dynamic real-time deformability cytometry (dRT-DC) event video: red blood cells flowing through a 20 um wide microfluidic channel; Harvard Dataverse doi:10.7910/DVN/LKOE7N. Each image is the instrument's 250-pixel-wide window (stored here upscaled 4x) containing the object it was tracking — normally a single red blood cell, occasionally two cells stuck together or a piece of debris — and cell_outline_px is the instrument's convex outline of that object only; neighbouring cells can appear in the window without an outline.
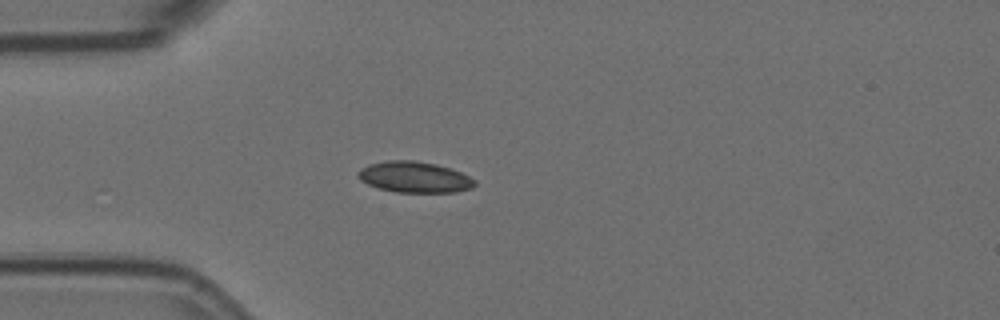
{"species": "Egyptian fruit bat (a non-hibernating species)", "species_latin": "Rousettus aegyptiacus", "temperature_condition": "room temperature", "stored_images_in_passage": 1, "camera_frame_rate_fps": 3000, "um_per_image_px": 0.085, "animal": {"sex": "female"}, "frame": {"image": 1, "passage_image": 1, "time_ms": 0.0, "image_size_px": [1000, 320], "cell_outline_px": [[476, 184], [472, 188], [456, 192], [396, 192], [380, 188], [368, 184], [360, 180], [356, 176], [356, 172], [360, 168], [368, 164], [388, 160], [412, 160], [436, 164], [460, 172], [476, 180]], "centroid_in_image_um": [35.2, 15.05], "position_along_channel_um": 49.8, "area_um2": 21.1}}